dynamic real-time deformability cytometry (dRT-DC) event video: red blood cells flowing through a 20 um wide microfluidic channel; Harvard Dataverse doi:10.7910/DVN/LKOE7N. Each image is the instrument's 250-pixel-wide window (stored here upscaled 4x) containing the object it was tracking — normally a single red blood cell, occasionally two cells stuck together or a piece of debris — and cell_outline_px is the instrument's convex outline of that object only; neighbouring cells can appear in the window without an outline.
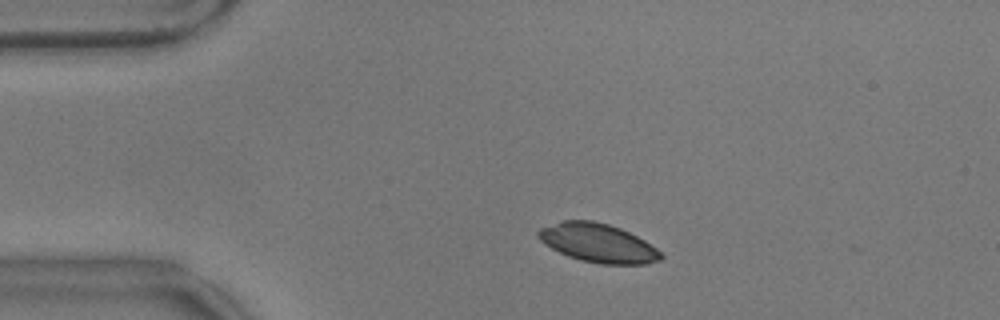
{"species": "common noctule bat (a hibernating species)", "species_latin": "Nyctalus noctula", "temperature_condition": "warm", "stored_images_in_passage": 12, "camera_frame_rate_fps": 3000, "um_per_image_px": 0.085, "animal": {"sex": "male", "body_mass_g": 17.9}, "frame": {"image": 1, "passage_image": 7, "time_ms": 2.0, "image_size_px": [1000, 320], "cell_outline_px": [[664, 256], [660, 260], [644, 264], [600, 264], [580, 260], [568, 256], [552, 248], [540, 240], [536, 236], [536, 232], [540, 228], [560, 220], [592, 220], [608, 224], [620, 228], [644, 240], [656, 248]], "centroid_in_image_um": [50.8, 20.65], "position_along_channel_um": 34.2, "area_um2": 27.63}}